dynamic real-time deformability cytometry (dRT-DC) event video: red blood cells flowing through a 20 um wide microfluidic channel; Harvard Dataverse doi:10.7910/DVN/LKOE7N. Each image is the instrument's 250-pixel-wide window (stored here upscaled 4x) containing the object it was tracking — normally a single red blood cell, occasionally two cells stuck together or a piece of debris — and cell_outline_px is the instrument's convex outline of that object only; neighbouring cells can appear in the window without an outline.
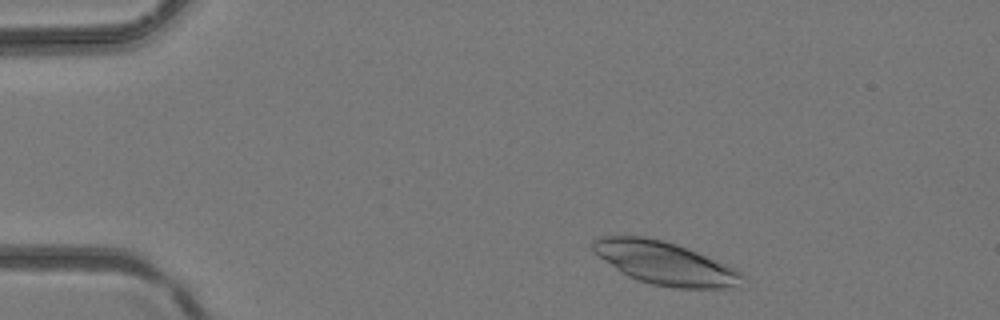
{"species": "common noctule bat (a hibernating species)", "species_latin": "Nyctalus noctula", "temperature_condition": "room temperature", "stored_images_in_passage": 36, "camera_frame_rate_fps": 3000, "um_per_image_px": 0.085, "animal": {"sex": "female", "body_mass_g": 24.6, "forearm_length_mm": 56.2}, "frame": {"image": 1, "passage_image": 2, "time_ms": 0.333, "image_size_px": [1000, 320], "cell_outline_px": [[748, 276], [740, 288], [676, 288], [652, 284], [628, 276], [620, 272], [592, 252], [592, 240], [600, 236], [644, 236], [664, 240], [676, 244], [736, 268]], "centroid_in_image_um": [56.56, 22.38], "position_along_channel_um": 28.4, "area_um2": 37.74}}
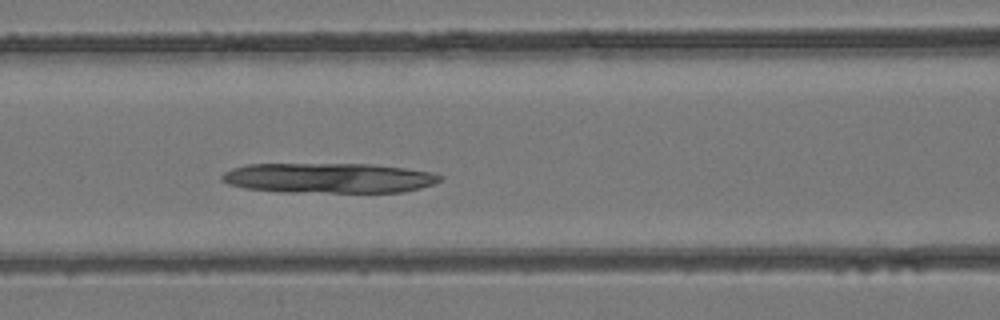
{"frame": {"image": 2, "passage_image": 13, "time_ms": 4.0, "image_size_px": [1000, 320], "cell_outline_px": [[444, 176], [436, 184], [404, 192], [280, 192], [244, 188], [228, 184], [220, 180], [220, 176], [224, 172], [232, 168], [248, 164], [368, 164], [404, 168], [432, 172]], "centroid_in_image_um": [27.93, 15.13], "position_along_channel_um": 138.7, "area_um2": 38.44}}
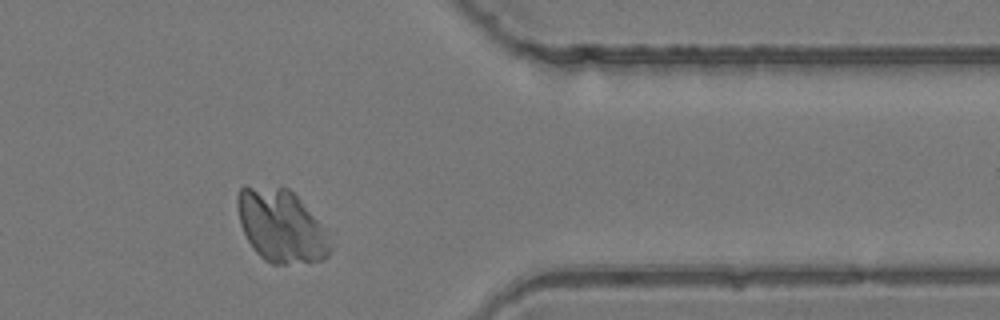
{"frame": {"image": 3, "passage_image": 29, "time_ms": 9.333, "image_size_px": [1000, 320], "cell_outline_px": [[332, 252], [324, 260], [284, 264], [272, 264], [264, 260], [252, 248], [240, 224], [236, 204], [236, 196], [240, 188], [288, 188], [300, 200], [324, 228], [332, 248]], "centroid_in_image_um": [23.89, 19.26], "position_along_channel_um": 387.5, "area_um2": 38.78}}